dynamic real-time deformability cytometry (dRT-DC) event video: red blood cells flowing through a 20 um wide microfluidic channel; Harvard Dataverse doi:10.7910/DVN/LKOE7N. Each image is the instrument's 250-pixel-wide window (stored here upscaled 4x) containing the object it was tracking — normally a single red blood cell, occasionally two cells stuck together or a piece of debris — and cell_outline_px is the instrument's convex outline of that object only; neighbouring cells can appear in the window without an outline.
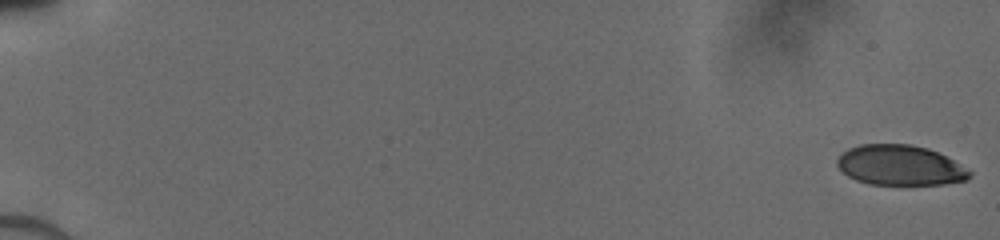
{"species": "human", "species_latin": "Homo sapiens", "temperature_condition": "cold", "stored_images_in_passage": 51, "camera_frame_rate_fps": 3000, "um_per_image_px": 0.085, "donor": {"sex": "male"}, "frame": {"image": 1, "passage_image": 1, "time_ms": 0.0, "image_size_px": [1000, 240], "cell_outline_px": [[972, 176], [968, 180], [944, 184], [868, 184], [856, 180], [848, 176], [836, 164], [836, 160], [848, 148], [860, 144], [912, 144], [928, 148], [952, 160], [972, 172]], "centroid_in_image_um": [76.5, 14.05], "position_along_channel_um": 8.5, "area_um2": 30.87}}
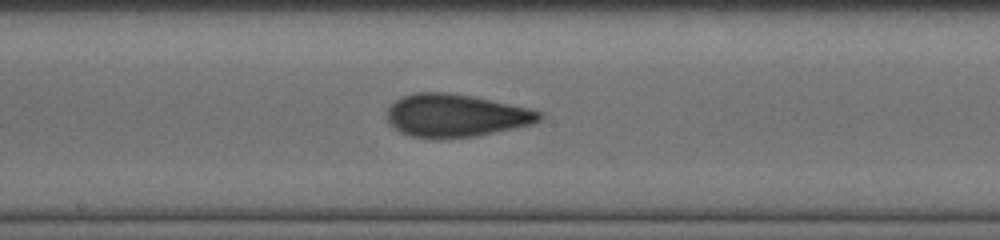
{"frame": {"image": 2, "passage_image": 30, "time_ms": 9.667, "image_size_px": [1000, 240], "cell_outline_px": [[544, 116], [540, 120], [532, 124], [476, 136], [412, 136], [400, 132], [388, 124], [388, 108], [396, 100], [404, 96], [416, 92], [448, 92], [472, 96], [528, 108], [544, 112]], "centroid_in_image_um": [38.76, 9.79], "position_along_channel_um": 209.4, "area_um2": 37.28}}
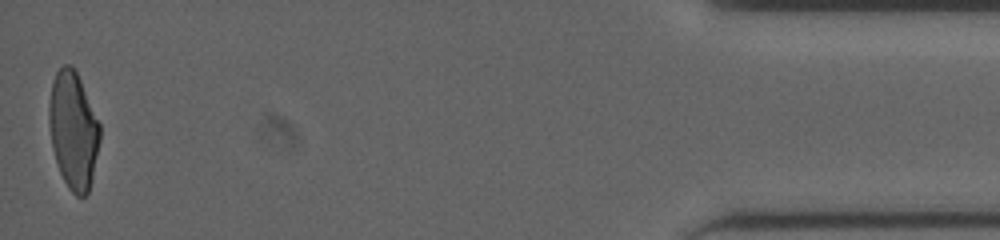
{"frame": {"image": 3, "passage_image": 51, "time_ms": 16.667, "image_size_px": [1000, 240], "cell_outline_px": [[100, 140], [92, 176], [88, 192], [84, 196], [76, 196], [68, 188], [60, 172], [52, 148], [48, 124], [48, 104], [52, 80], [56, 72], [64, 64], [72, 64], [80, 80], [100, 124]], "centroid_in_image_um": [6.2, 11.05], "position_along_channel_um": 429.0, "area_um2": 34.68}}